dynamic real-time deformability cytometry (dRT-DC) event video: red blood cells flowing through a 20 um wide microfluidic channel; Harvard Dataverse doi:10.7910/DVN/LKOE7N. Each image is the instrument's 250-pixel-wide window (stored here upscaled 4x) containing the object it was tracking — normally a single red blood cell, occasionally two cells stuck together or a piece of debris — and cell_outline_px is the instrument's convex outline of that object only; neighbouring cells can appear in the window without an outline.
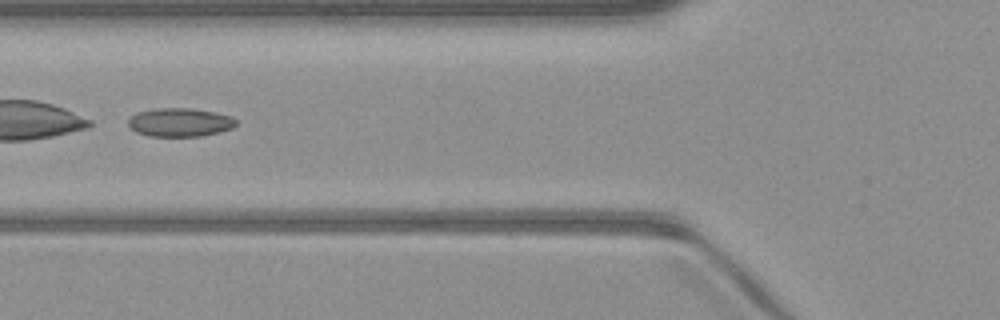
{"species": "common noctule bat (a hibernating species)", "species_latin": "Nyctalus noctula", "temperature_condition": "warm", "stored_images_in_passage": 49, "camera_frame_rate_fps": 3000, "um_per_image_px": 0.085, "animal": {"sex": "male", "body_mass_g": 23.1, "forearm_length_mm": 52.7}, "frame": {"image": 1, "passage_image": 19, "time_ms": 6.0, "image_size_px": [1000, 320], "cell_outline_px": [[236, 124], [232, 128], [200, 136], [148, 136], [136, 132], [128, 124], [128, 120], [136, 112], [156, 108], [192, 108], [216, 112], [232, 116], [236, 120]], "centroid_in_image_um": [15.28, 10.38], "position_along_channel_um": 110.5, "area_um2": 17.92}}
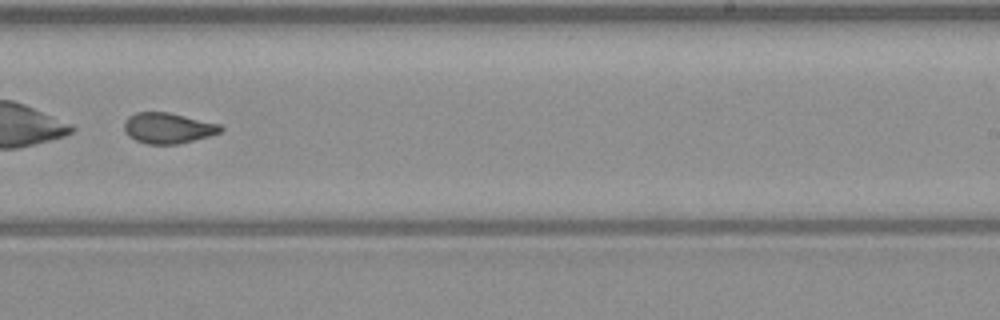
{"frame": {"image": 2, "passage_image": 31, "time_ms": 10.0, "image_size_px": [1000, 320], "cell_outline_px": [[224, 128], [220, 132], [208, 136], [176, 144], [148, 144], [136, 140], [128, 136], [124, 128], [124, 120], [128, 116], [136, 112], [168, 112], [220, 124]], "centroid_in_image_um": [14.25, 10.87], "position_along_channel_um": 274.8, "area_um2": 17.11}}
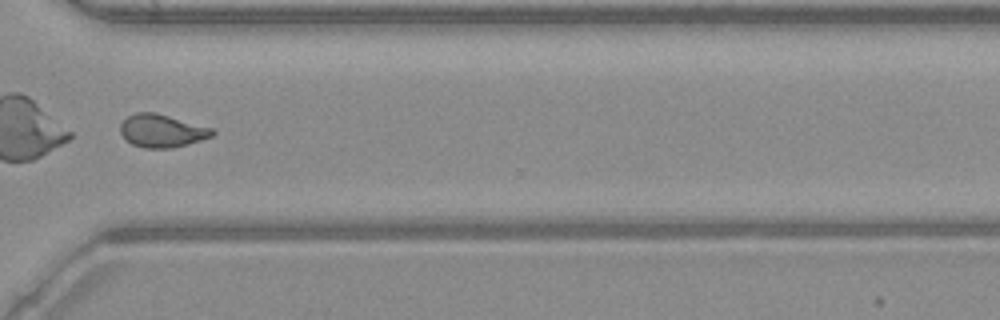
{"frame": {"image": 3, "passage_image": 37, "time_ms": 12.0, "image_size_px": [1000, 320], "cell_outline_px": [[216, 132], [212, 136], [188, 144], [172, 148], [144, 148], [132, 144], [120, 132], [120, 124], [128, 116], [136, 112], [156, 112], [212, 128]], "centroid_in_image_um": [13.76, 11.11], "position_along_channel_um": 356.8, "area_um2": 17.57}}